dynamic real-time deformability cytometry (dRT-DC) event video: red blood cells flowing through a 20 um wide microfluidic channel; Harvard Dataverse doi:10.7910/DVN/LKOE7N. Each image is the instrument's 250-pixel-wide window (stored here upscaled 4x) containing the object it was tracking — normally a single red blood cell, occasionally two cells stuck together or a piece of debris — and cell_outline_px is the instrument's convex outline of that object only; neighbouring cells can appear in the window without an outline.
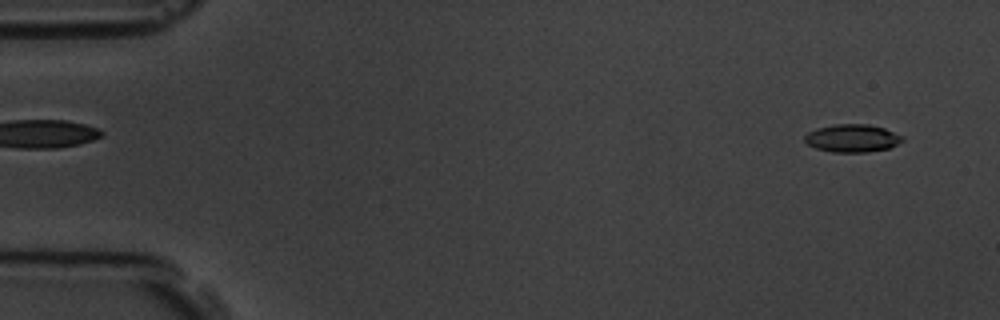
{"species": "common noctule bat (a hibernating species)", "species_latin": "Nyctalus noctula", "temperature_condition": "room temperature", "stored_images_in_passage": 56, "camera_frame_rate_fps": 3000, "um_per_image_px": 0.085, "animal": {"sex": "male", "body_mass_g": 19.5, "forearm_length_mm": 54.6}, "frame": {"image": 1, "passage_image": 3, "time_ms": 0.667, "image_size_px": [1000, 320], "cell_outline_px": [[904, 140], [888, 148], [868, 152], [832, 152], [816, 148], [808, 144], [804, 140], [804, 136], [808, 132], [816, 128], [832, 124], [868, 124], [884, 128], [904, 136]], "centroid_in_image_um": [72.43, 11.74], "position_along_channel_um": 12.6, "area_um2": 15.9}}
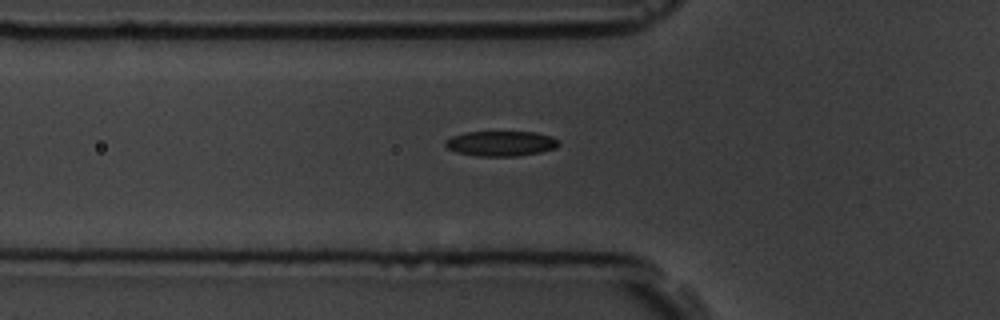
{"frame": {"image": 2, "passage_image": 19, "time_ms": 6.0, "image_size_px": [1000, 320], "cell_outline_px": [[560, 144], [556, 148], [540, 152], [516, 156], [476, 156], [456, 152], [448, 148], [444, 144], [444, 140], [452, 136], [464, 132], [536, 132], [548, 136], [556, 140]], "centroid_in_image_um": [42.52, 12.2], "position_along_channel_um": 83.3, "area_um2": 16.53}}
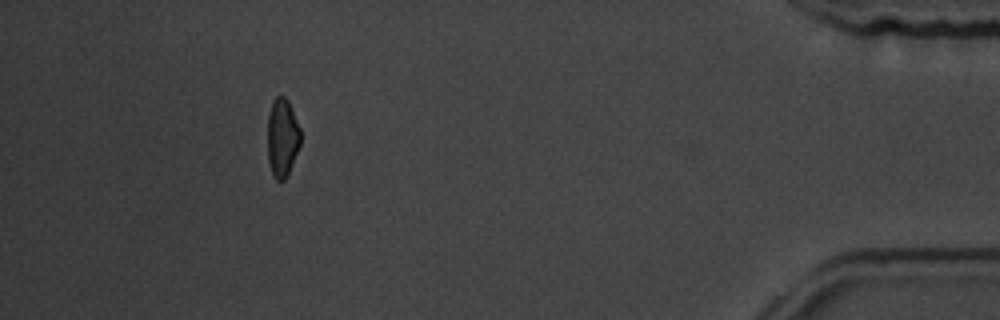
{"frame": {"image": 3, "passage_image": 51, "time_ms": 16.667, "image_size_px": [1000, 320], "cell_outline_px": [[300, 144], [288, 172], [284, 180], [276, 180], [272, 176], [268, 164], [268, 112], [272, 100], [276, 96], [284, 96], [288, 100], [300, 128]], "centroid_in_image_um": [23.97, 11.67], "position_along_channel_um": 411.2, "area_um2": 15.09}, "authors_computed_cell_mechanics": {"area_um2": 16.0106, "velocity_mm_per_s": 3.6291, "shape_relaxation_time_tau1_ms": 3.8071, "shape_relaxation_time_tau2_ms": 3.3442, "deformation_change_tau1": 0.1087, "deformation_change_tau2": 0.0903}}